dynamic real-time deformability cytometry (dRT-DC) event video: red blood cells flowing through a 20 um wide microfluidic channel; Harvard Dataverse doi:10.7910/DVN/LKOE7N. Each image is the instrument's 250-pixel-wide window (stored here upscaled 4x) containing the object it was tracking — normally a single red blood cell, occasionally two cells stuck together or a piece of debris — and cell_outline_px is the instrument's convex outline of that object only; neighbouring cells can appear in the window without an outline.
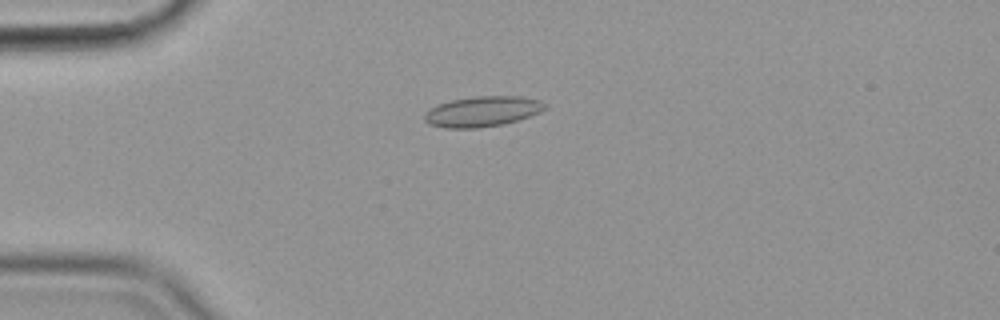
{"species": "common noctule bat (a hibernating species)", "species_latin": "Nyctalus noctula", "temperature_condition": "cold", "stored_images_in_passage": 44, "camera_frame_rate_fps": 3000, "um_per_image_px": 0.085, "animal": {"sex": "female", "body_mass_g": 19.9}, "frame": {"image": 1, "passage_image": 2, "time_ms": 0.333, "image_size_px": [1000, 320], "cell_outline_px": [[548, 108], [540, 112], [504, 124], [476, 128], [444, 128], [428, 124], [424, 120], [424, 112], [428, 108], [452, 100], [476, 96], [520, 96], [540, 100], [548, 104]], "centroid_in_image_um": [41.0, 9.47], "position_along_channel_um": 44.0, "area_um2": 21.44}}
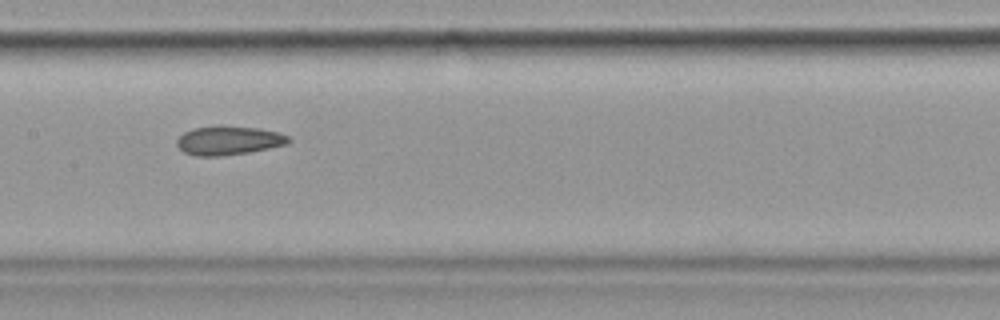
{"frame": {"image": 2, "passage_image": 16, "time_ms": 5.0, "image_size_px": [1000, 320], "cell_outline_px": [[292, 140], [288, 144], [248, 152], [220, 156], [196, 156], [184, 152], [176, 144], [176, 140], [184, 132], [196, 128], [216, 124], [224, 124], [260, 128], [280, 132], [288, 136]], "centroid_in_image_um": [19.45, 11.91], "position_along_channel_um": 187.9, "area_um2": 19.19}}
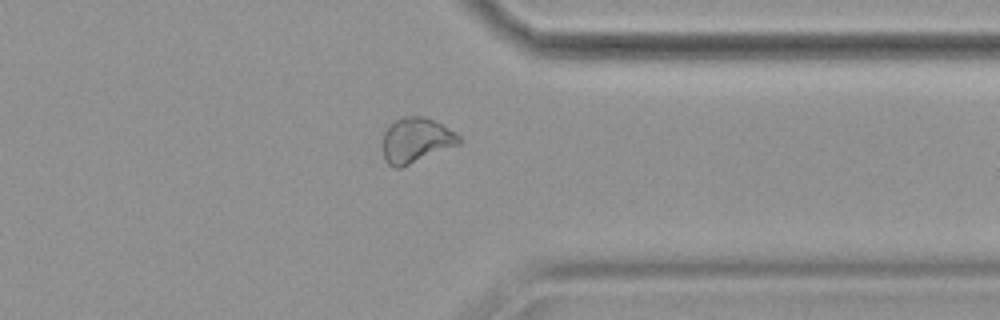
{"frame": {"image": 3, "passage_image": 32, "time_ms": 10.333, "image_size_px": [1000, 320], "cell_outline_px": [[460, 144], [400, 168], [396, 168], [388, 164], [384, 160], [384, 132], [388, 124], [392, 120], [404, 116], [420, 116], [432, 120], [456, 132], [460, 136]], "centroid_in_image_um": [35.34, 11.91], "position_along_channel_um": 376.1, "area_um2": 19.94}, "authors_computed_cell_mechanics": {"area_um2": 19.7965, "velocity_mm_per_s": 3.5789, "shape_relaxation_time_tau1_ms": null, "shape_relaxation_time_tau2_ms": 3.6817, "deformation_change_tau1": null, "deformation_change_tau2": 0.0825}}